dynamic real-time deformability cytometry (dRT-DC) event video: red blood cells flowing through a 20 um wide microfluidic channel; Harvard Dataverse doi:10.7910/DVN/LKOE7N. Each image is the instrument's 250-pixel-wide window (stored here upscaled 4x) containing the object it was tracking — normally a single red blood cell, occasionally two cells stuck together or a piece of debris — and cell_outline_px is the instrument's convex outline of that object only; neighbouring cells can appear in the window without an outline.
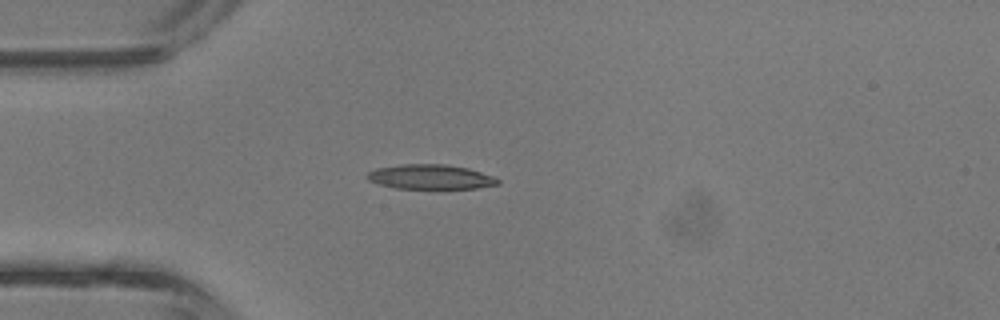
{"species": "common noctule bat (a hibernating species)", "species_latin": "Nyctalus noctula", "temperature_condition": "room temperature", "stored_images_in_passage": 2, "camera_frame_rate_fps": 3000, "um_per_image_px": 0.085, "animal": {"sex": "male", "body_mass_g": 13.3}, "frame": {"image": 1, "passage_image": 2, "time_ms": 0.333, "image_size_px": [1000, 320], "cell_outline_px": [[500, 184], [476, 188], [396, 188], [380, 184], [368, 180], [364, 176], [368, 172], [376, 168], [400, 164], [444, 164], [468, 168], [492, 176], [500, 180]], "centroid_in_image_um": [36.56, 15.03], "position_along_channel_um": 48.4, "area_um2": 18.67}}